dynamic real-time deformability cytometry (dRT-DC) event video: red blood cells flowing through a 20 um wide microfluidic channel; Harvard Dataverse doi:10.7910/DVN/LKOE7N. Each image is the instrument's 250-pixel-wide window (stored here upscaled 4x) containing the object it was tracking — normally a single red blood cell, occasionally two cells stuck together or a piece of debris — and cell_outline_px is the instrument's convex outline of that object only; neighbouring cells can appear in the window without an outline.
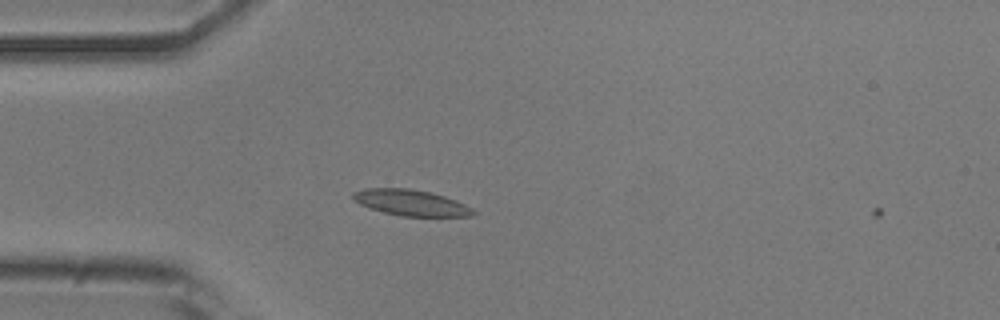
{"species": "common noctule bat (a hibernating species)", "species_latin": "Nyctalus noctula", "temperature_condition": "room temperature", "stored_images_in_passage": 5, "camera_frame_rate_fps": 3000, "um_per_image_px": 0.085, "animal": {"sex": "male", "body_mass_g": 20.5, "forearm_length_mm": 52.5}, "frame": {"image": 1, "passage_image": 4, "time_ms": 1.0, "image_size_px": [1000, 320], "cell_outline_px": [[476, 212], [472, 216], [400, 216], [368, 208], [352, 200], [352, 192], [364, 188], [408, 188], [428, 192], [444, 196], [456, 200], [472, 208]], "centroid_in_image_um": [34.88, 17.23], "position_along_channel_um": 50.1, "area_um2": 18.21}}